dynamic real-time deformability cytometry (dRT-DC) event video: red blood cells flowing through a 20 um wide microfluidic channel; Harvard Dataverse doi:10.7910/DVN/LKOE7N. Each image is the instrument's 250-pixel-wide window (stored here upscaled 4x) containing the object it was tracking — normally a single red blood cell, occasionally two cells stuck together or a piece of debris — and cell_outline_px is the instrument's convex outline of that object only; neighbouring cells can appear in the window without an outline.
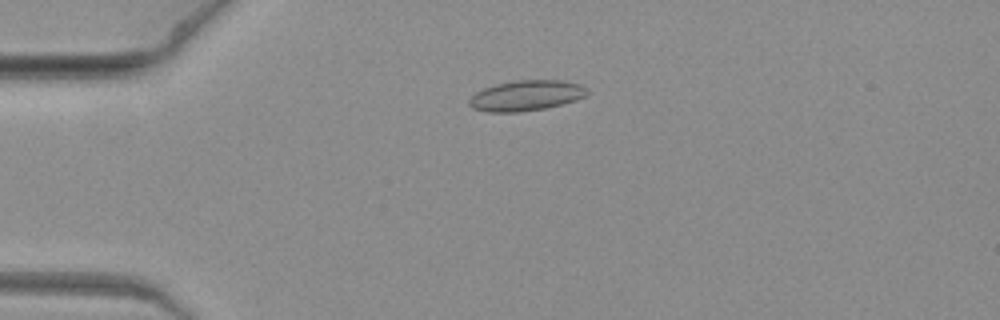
{"species": "common noctule bat (a hibernating species)", "species_latin": "Nyctalus noctula", "temperature_condition": "warm", "stored_images_in_passage": 7, "camera_frame_rate_fps": 3000, "um_per_image_px": 0.085, "animal": {"sex": "female", "body_mass_g": 19.3, "forearm_length_mm": 54.1}, "frame": {"image": 1, "passage_image": 6, "time_ms": 1.667, "image_size_px": [1000, 320], "cell_outline_px": [[588, 92], [584, 96], [560, 104], [544, 108], [520, 112], [488, 112], [472, 108], [468, 104], [468, 100], [476, 92], [484, 88], [496, 84], [512, 80], [564, 80], [580, 84], [588, 88]], "centroid_in_image_um": [44.69, 8.11], "position_along_channel_um": 40.3, "area_um2": 20.87}}